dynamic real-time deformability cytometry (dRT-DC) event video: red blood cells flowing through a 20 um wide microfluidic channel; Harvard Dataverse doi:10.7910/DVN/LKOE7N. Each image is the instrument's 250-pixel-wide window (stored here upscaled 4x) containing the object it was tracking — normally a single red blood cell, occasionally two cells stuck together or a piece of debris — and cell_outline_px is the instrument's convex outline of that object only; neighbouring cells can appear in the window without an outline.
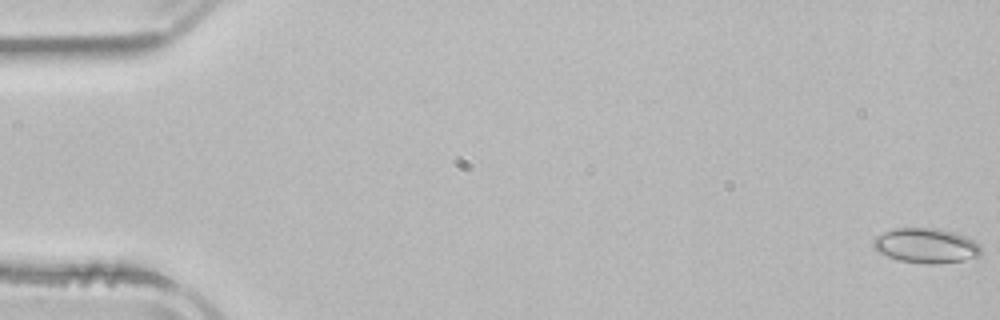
{"species": "common noctule bat (a hibernating species)", "species_latin": "Nyctalus noctula", "temperature_condition": "room temperature", "stored_images_in_passage": 4, "camera_frame_rate_fps": 3000, "um_per_image_px": 0.085, "animal": {"sex": "male", "body_mass_g": 21.5, "forearm_length_mm": 52.0}, "frame": {"image": 1, "passage_image": 1, "time_ms": 0.0, "image_size_px": [1000, 320], "cell_outline_px": [[980, 256], [964, 260], [936, 264], [928, 264], [900, 260], [888, 256], [872, 248], [872, 240], [876, 236], [884, 232], [896, 228], [936, 228], [956, 232], [972, 240], [980, 248]], "centroid_in_image_um": [78.68, 20.87], "position_along_channel_um": 6.3, "area_um2": 21.73}}
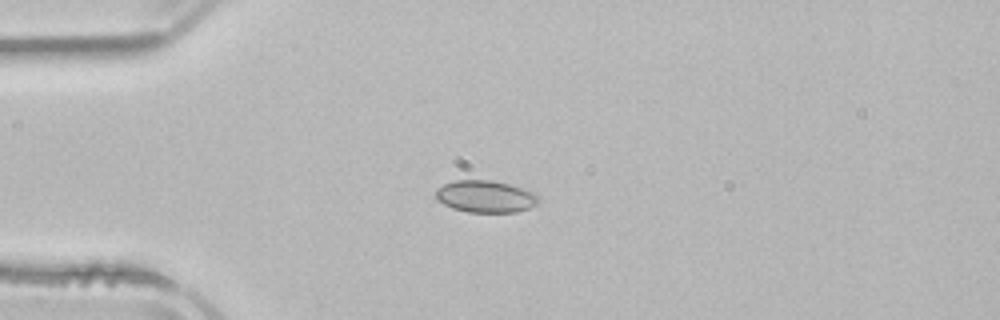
{"frame": {"image": 2, "passage_image": 3, "time_ms": 4.333, "image_size_px": [1000, 320], "cell_outline_px": [[540, 200], [536, 204], [528, 208], [516, 212], [468, 212], [452, 208], [436, 200], [436, 188], [452, 180], [492, 180], [508, 184], [532, 192], [540, 196]], "centroid_in_image_um": [41.24, 16.7], "position_along_channel_um": 43.8, "area_um2": 19.19}}
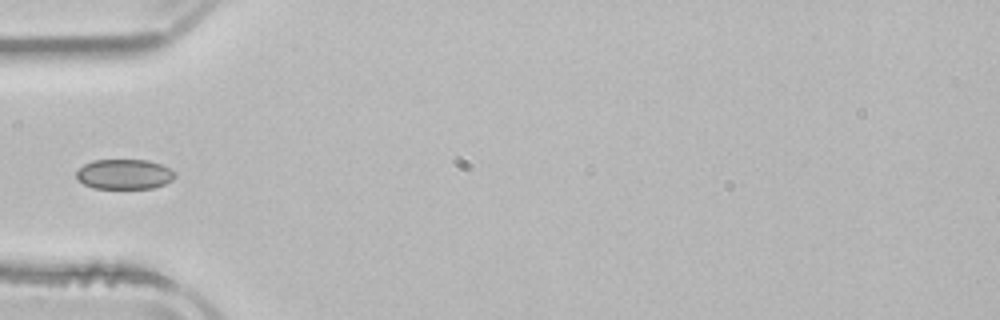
{"frame": {"image": 3, "passage_image": 4, "time_ms": 5.667, "image_size_px": [1000, 320], "cell_outline_px": [[176, 176], [172, 180], [164, 184], [152, 188], [92, 188], [84, 184], [76, 176], [76, 172], [84, 164], [92, 160], [148, 160], [160, 164], [176, 172]], "centroid_in_image_um": [10.57, 14.8], "position_along_channel_um": 74.4, "area_um2": 17.17}}